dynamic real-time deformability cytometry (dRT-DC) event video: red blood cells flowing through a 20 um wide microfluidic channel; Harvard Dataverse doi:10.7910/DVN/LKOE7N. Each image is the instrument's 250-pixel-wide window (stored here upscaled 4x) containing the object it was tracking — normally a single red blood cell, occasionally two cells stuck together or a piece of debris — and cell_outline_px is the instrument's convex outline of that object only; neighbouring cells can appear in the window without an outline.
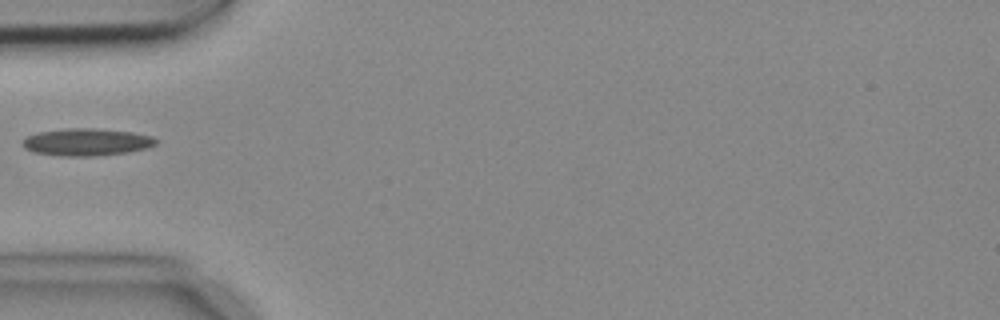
{"species": "common noctule bat (a hibernating species)", "species_latin": "Nyctalus noctula", "temperature_condition": "cold", "stored_images_in_passage": 1, "camera_frame_rate_fps": 3000, "um_per_image_px": 0.085, "animal": {"sex": "female", "body_mass_g": 18.4}, "frame": {"image": 1, "passage_image": 1, "time_ms": 0.0, "image_size_px": [1000, 320], "cell_outline_px": [[160, 140], [156, 144], [144, 148], [124, 152], [92, 156], [64, 156], [36, 152], [24, 148], [24, 140], [28, 136], [36, 132], [68, 128], [96, 128], [132, 132], [152, 136]], "centroid_in_image_um": [7.38, 12.06], "position_along_channel_um": 77.6, "area_um2": 20.92}}